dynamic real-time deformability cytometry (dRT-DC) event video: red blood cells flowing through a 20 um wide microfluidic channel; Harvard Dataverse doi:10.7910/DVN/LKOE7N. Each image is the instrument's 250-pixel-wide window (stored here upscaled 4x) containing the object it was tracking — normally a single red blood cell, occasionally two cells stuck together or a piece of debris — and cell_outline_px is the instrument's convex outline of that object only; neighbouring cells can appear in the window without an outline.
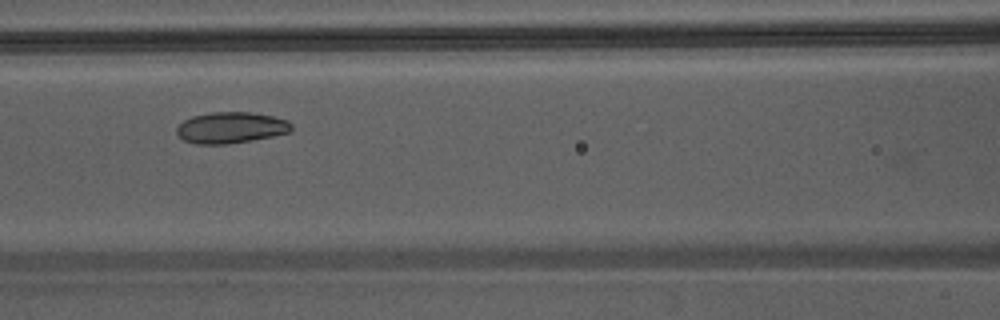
{"species": "Egyptian fruit bat (a non-hibernating species)", "species_latin": "Rousettus aegyptiacus", "temperature_condition": "warm", "stored_images_in_passage": 33, "camera_frame_rate_fps": 3000, "um_per_image_px": 0.085, "animal": {"sex": "male"}, "frame": {"image": 1, "passage_image": 8, "time_ms": 2.333, "image_size_px": [1000, 320], "cell_outline_px": [[292, 132], [252, 140], [228, 144], [196, 144], [184, 140], [176, 132], [176, 128], [184, 120], [192, 116], [212, 112], [248, 112], [272, 116], [288, 120], [292, 124]], "centroid_in_image_um": [19.64, 10.85], "position_along_channel_um": 147.0, "area_um2": 20.87}}
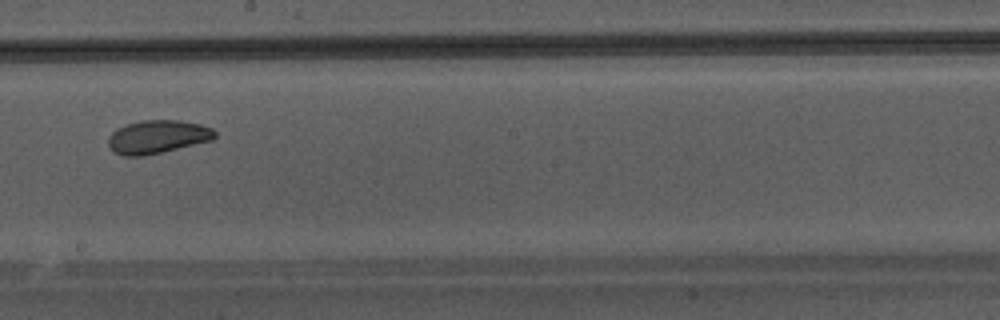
{"frame": {"image": 2, "passage_image": 14, "time_ms": 4.333, "image_size_px": [1000, 320], "cell_outline_px": [[216, 136], [212, 140], [160, 152], [140, 156], [124, 156], [112, 152], [108, 144], [108, 136], [116, 128], [140, 120], [180, 120], [200, 124], [212, 128], [216, 132]], "centroid_in_image_um": [13.36, 11.62], "position_along_channel_um": 234.8, "area_um2": 20.63}}
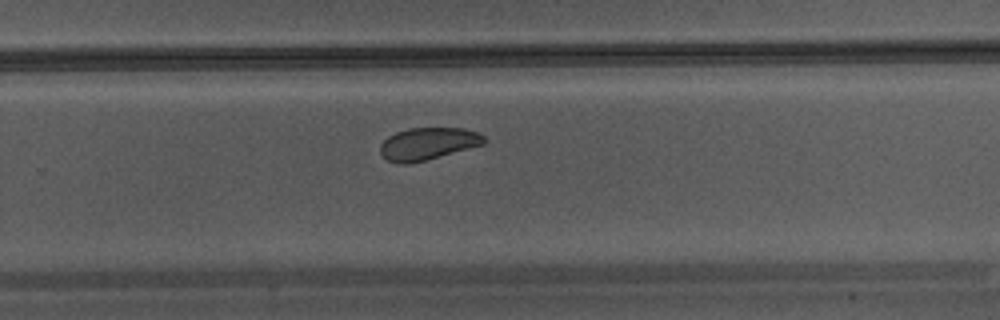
{"frame": {"image": 3, "passage_image": 18, "time_ms": 5.667, "image_size_px": [1000, 320], "cell_outline_px": [[484, 144], [424, 160], [408, 164], [400, 164], [388, 160], [380, 152], [380, 144], [388, 136], [396, 132], [408, 128], [464, 128], [476, 132], [484, 136]], "centroid_in_image_um": [36.34, 12.2], "position_along_channel_um": 293.5, "area_um2": 19.25}}